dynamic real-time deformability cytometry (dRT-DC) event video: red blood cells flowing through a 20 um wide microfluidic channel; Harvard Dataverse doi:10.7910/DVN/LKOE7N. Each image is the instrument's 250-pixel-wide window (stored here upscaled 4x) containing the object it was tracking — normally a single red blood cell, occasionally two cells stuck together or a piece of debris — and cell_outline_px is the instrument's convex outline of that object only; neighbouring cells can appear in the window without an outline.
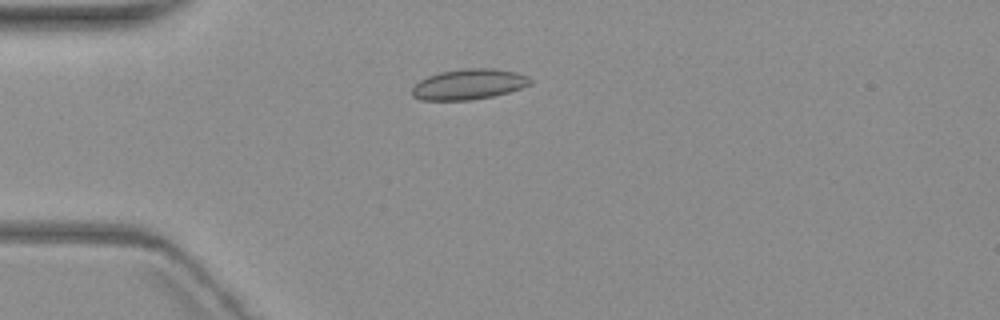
{"species": "common noctule bat (a hibernating species)", "species_latin": "Nyctalus noctula", "temperature_condition": "warm", "stored_images_in_passage": 7, "camera_frame_rate_fps": 3000, "um_per_image_px": 0.085, "animal": {"sex": "female", "body_mass_g": 19.3, "forearm_length_mm": 54.1}, "frame": {"image": 1, "passage_image": 5, "time_ms": 4.667, "image_size_px": [1000, 320], "cell_outline_px": [[532, 84], [508, 92], [492, 96], [472, 100], [420, 100], [412, 96], [412, 88], [420, 80], [428, 76], [440, 72], [464, 68], [492, 68], [516, 72], [528, 76], [532, 80]], "centroid_in_image_um": [39.85, 7.16], "position_along_channel_um": 45.2, "area_um2": 21.04}}
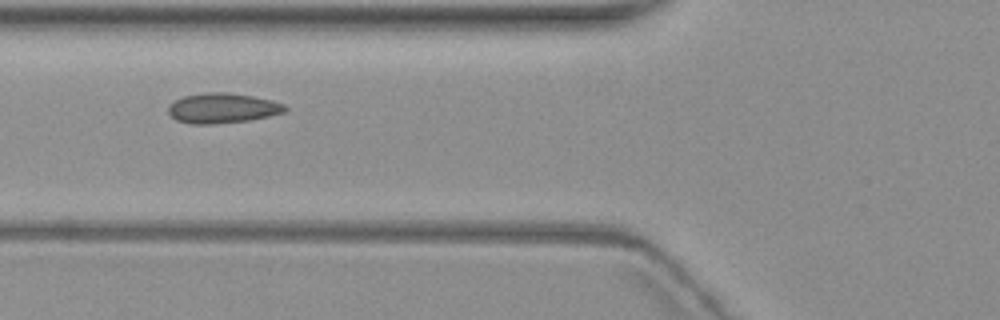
{"frame": {"image": 2, "passage_image": 7, "time_ms": 7.0, "image_size_px": [1000, 320], "cell_outline_px": [[288, 108], [284, 112], [268, 116], [248, 120], [212, 124], [192, 124], [176, 120], [168, 112], [168, 104], [184, 96], [208, 92], [224, 92], [252, 96], [272, 100], [284, 104]], "centroid_in_image_um": [18.9, 9.19], "position_along_channel_um": 106.9, "area_um2": 20.29}}